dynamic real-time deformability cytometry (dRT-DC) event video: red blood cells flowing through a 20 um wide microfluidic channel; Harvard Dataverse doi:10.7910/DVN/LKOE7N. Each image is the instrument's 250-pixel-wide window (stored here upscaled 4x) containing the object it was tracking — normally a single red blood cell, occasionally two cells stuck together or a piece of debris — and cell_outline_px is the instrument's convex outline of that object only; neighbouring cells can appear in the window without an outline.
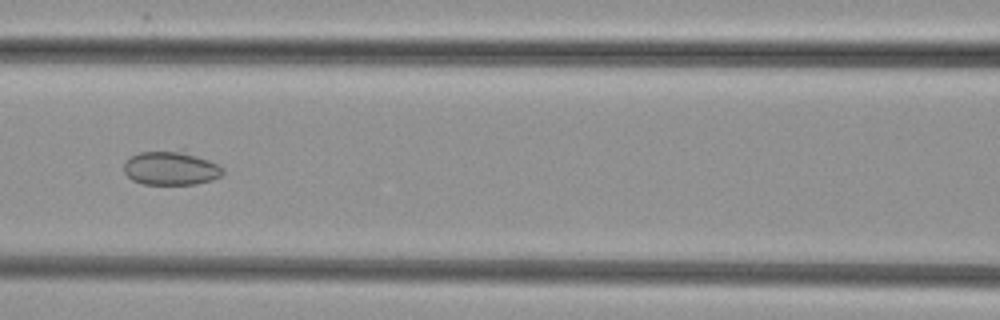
{"species": "common noctule bat (a hibernating species)", "species_latin": "Nyctalus noctula", "temperature_condition": "cold", "stored_images_in_passage": 37, "camera_frame_rate_fps": 3000, "um_per_image_px": 0.085, "animal": {"sex": "female", "body_mass_g": 29.2, "forearm_length_mm": 56.3}, "frame": {"image": 1, "passage_image": 9, "time_ms": 2.667, "image_size_px": [1000, 320], "cell_outline_px": [[224, 172], [220, 176], [212, 180], [196, 184], [144, 184], [132, 180], [124, 172], [124, 164], [132, 156], [140, 152], [184, 148], [224, 168]], "centroid_in_image_um": [14.55, 14.26], "position_along_channel_um": 152.0, "area_um2": 19.94}}
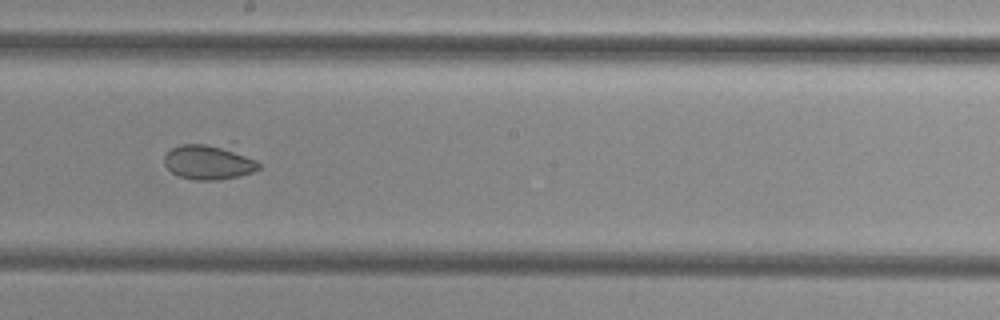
{"frame": {"image": 2, "passage_image": 15, "time_ms": 4.667, "image_size_px": [1000, 320], "cell_outline_px": [[260, 168], [252, 172], [240, 176], [216, 180], [196, 180], [180, 176], [172, 172], [164, 164], [164, 156], [172, 148], [180, 144], [232, 140], [256, 160], [260, 164]], "centroid_in_image_um": [17.86, 13.66], "position_along_channel_um": 230.3, "area_um2": 20.87}}
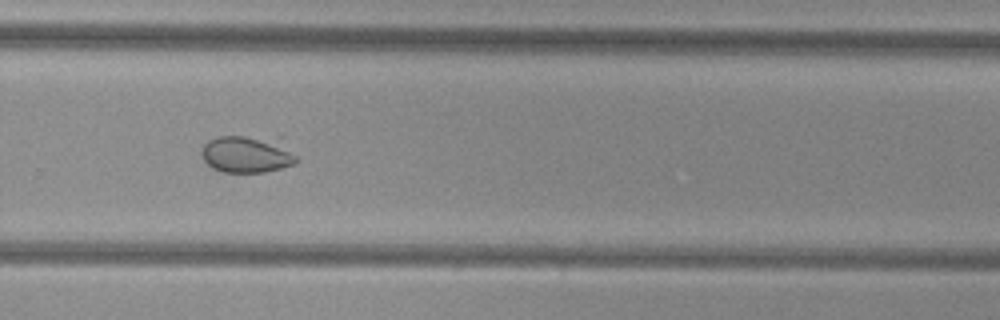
{"frame": {"image": 3, "passage_image": 21, "time_ms": 6.667, "image_size_px": [1000, 320], "cell_outline_px": [[300, 160], [296, 164], [264, 172], [220, 172], [212, 168], [204, 160], [200, 152], [204, 144], [208, 140], [220, 136], [284, 136]], "centroid_in_image_um": [21.13, 13.06], "position_along_channel_um": 308.7, "area_um2": 21.68}}